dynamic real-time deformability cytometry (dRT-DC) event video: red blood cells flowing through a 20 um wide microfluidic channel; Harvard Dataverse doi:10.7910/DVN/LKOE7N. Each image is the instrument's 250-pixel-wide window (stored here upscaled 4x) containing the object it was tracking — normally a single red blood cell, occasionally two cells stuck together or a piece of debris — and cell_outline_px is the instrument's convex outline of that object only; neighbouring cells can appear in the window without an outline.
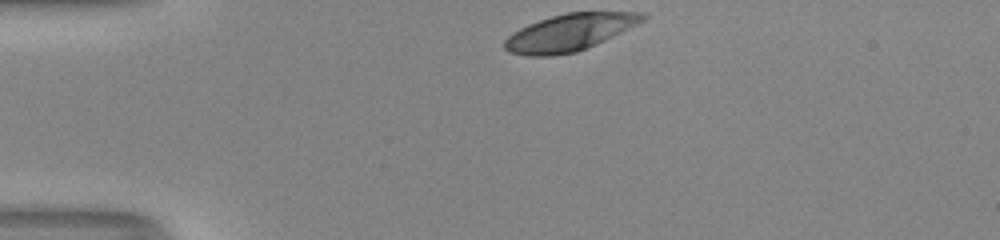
{"species": "human", "species_latin": "Homo sapiens", "temperature_condition": "room temperature", "stored_images_in_passage": 31, "camera_frame_rate_fps": 3000, "um_per_image_px": 0.085, "donor": {"sex": "male"}, "frame": {"image": 1, "passage_image": 1, "time_ms": 0.0, "image_size_px": [1000, 240], "cell_outline_px": [[648, 16], [644, 20], [636, 24], [576, 52], [552, 56], [528, 56], [508, 52], [504, 48], [504, 40], [508, 36], [520, 28], [528, 24], [552, 16], [568, 12], [644, 12]], "centroid_in_image_um": [48.35, 2.75], "position_along_channel_um": 36.6, "area_um2": 29.13}}
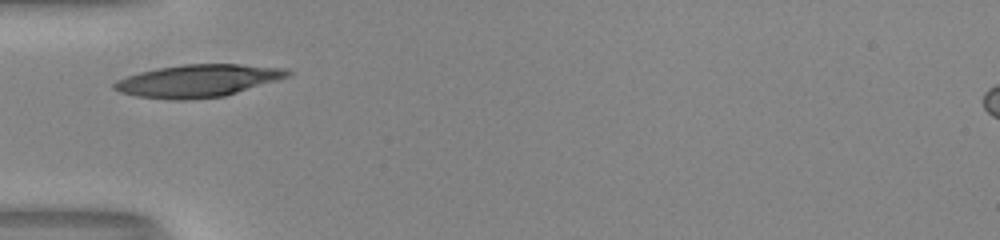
{"frame": {"image": 2, "passage_image": 7, "time_ms": 2.0, "image_size_px": [1000, 240], "cell_outline_px": [[292, 72], [288, 76], [276, 80], [224, 96], [184, 100], [172, 100], [136, 96], [120, 92], [112, 88], [112, 84], [116, 80], [140, 72], [156, 68], [184, 64], [240, 64], [288, 68]], "centroid_in_image_um": [16.79, 6.86], "position_along_channel_um": 68.2, "area_um2": 32.71}}
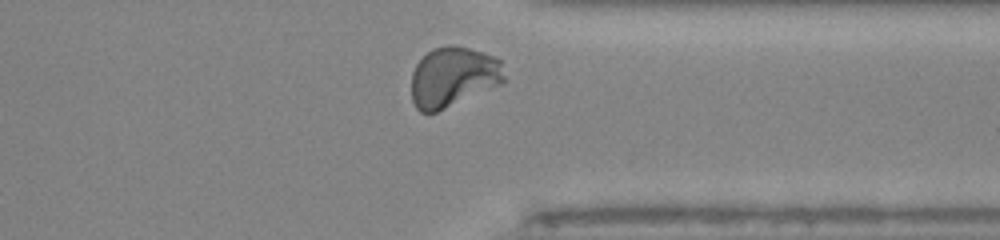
{"frame": {"image": 3, "passage_image": 30, "time_ms": 9.667, "image_size_px": [1000, 240], "cell_outline_px": [[504, 80], [500, 84], [436, 112], [420, 112], [416, 108], [412, 100], [412, 72], [416, 64], [432, 48], [448, 44], [452, 44], [468, 48], [496, 56], [500, 60], [504, 76]], "centroid_in_image_um": [38.5, 6.52], "position_along_channel_um": 372.9, "area_um2": 32.31}, "authors_computed_cell_mechanics": {"area_um2": 31.212, "velocity_mm_per_s": 4.0035, "shape_relaxation_time_tau1_ms": 3.1271, "shape_relaxation_time_tau2_ms": null, "deformation_change_tau1": 0.1828, "deformation_change_tau2": null}}